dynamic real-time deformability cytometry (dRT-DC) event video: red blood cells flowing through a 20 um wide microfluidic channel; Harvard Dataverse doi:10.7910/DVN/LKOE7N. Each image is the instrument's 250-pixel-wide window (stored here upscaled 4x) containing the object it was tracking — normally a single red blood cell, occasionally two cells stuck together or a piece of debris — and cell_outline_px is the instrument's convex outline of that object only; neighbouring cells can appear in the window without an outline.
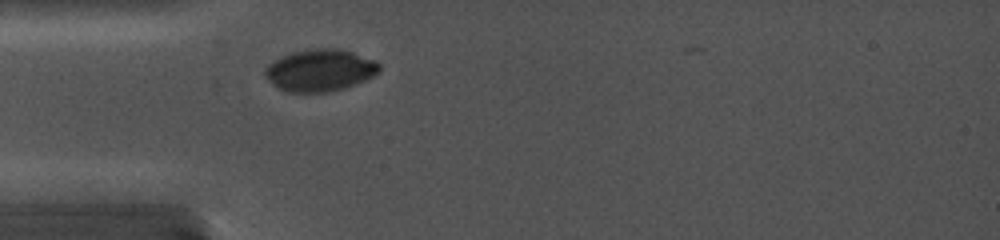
{"species": "common noctule bat (a hibernating species)", "species_latin": "Nyctalus noctula", "temperature_condition": "cold", "stored_images_in_passage": 52, "camera_frame_rate_fps": 5000, "um_per_image_px": 0.085, "animal": {"sex": "female", "body_mass_g": 19.0, "forearm_length_mm": 56.7}, "frame": {"image": 1, "passage_image": 2, "time_ms": 0.2, "image_size_px": [1000, 240], "cell_outline_px": [[380, 68], [372, 76], [344, 88], [324, 92], [292, 92], [280, 88], [264, 72], [264, 68], [272, 60], [280, 56], [292, 52], [316, 48], [340, 48], [376, 60], [380, 64]], "centroid_in_image_um": [27.21, 5.94], "position_along_channel_um": 57.8, "area_um2": 27.51}}
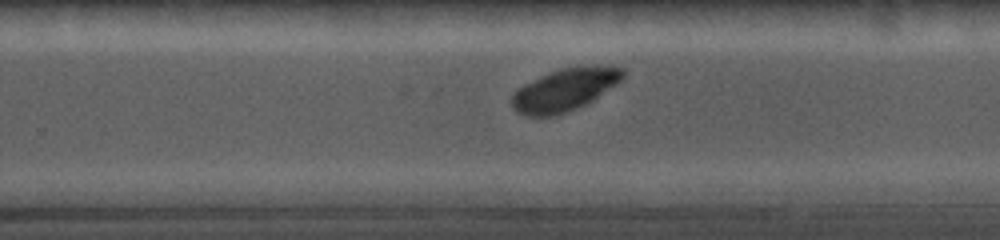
{"frame": {"image": 2, "passage_image": 32, "time_ms": 6.2, "image_size_px": [1000, 240], "cell_outline_px": [[624, 76], [620, 80], [592, 100], [584, 104], [564, 112], [552, 116], [524, 116], [516, 112], [512, 108], [512, 96], [520, 88], [540, 76], [560, 68], [580, 64], [608, 64], [624, 68]], "centroid_in_image_um": [48.03, 7.58], "position_along_channel_um": 281.8, "area_um2": 27.4}}
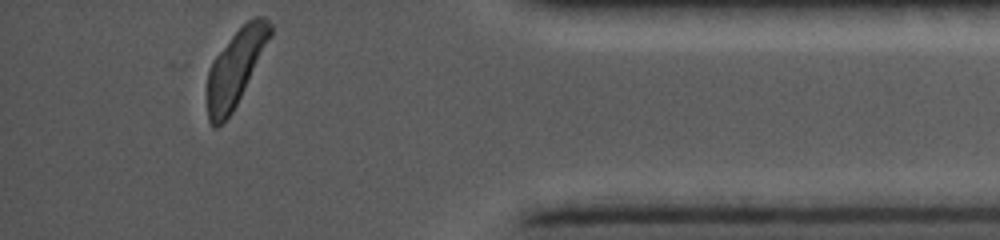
{"frame": {"image": 3, "passage_image": 52, "time_ms": 10.2, "image_size_px": [1000, 240], "cell_outline_px": [[272, 36], [232, 112], [216, 128], [212, 128], [208, 120], [208, 72], [212, 60], [232, 36], [248, 20], [256, 16], [264, 16], [272, 24]], "centroid_in_image_um": [20.03, 5.74], "position_along_channel_um": 415.2, "area_um2": 27.34}}